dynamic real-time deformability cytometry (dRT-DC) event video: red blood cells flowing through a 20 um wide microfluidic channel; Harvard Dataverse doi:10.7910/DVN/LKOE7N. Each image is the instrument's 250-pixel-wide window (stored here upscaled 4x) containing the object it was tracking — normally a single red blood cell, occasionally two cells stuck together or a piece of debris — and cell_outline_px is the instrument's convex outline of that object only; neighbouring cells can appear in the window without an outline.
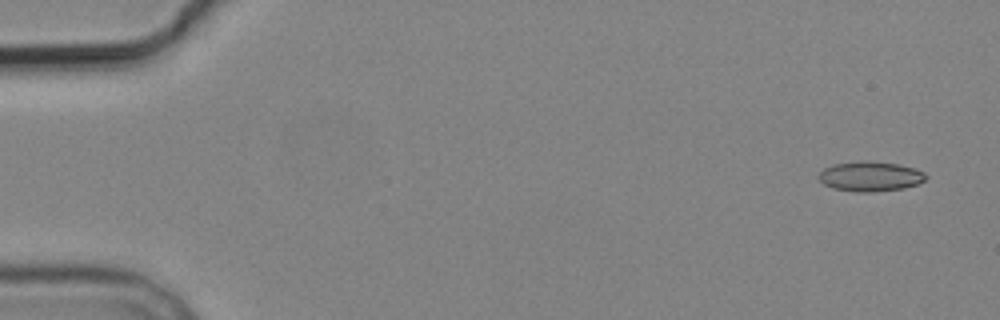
{"species": "common noctule bat (a hibernating species)", "species_latin": "Nyctalus noctula", "temperature_condition": "cold", "stored_images_in_passage": 5, "camera_frame_rate_fps": 3000, "um_per_image_px": 0.085, "animal": {"sex": "male", "body_mass_g": 19.2, "forearm_length_mm": 51.8}, "frame": {"image": 1, "passage_image": 1, "time_ms": 0.0, "image_size_px": [1000, 320], "cell_outline_px": [[928, 176], [924, 180], [916, 184], [904, 188], [872, 192], [856, 192], [832, 188], [824, 184], [820, 180], [820, 172], [824, 168], [832, 164], [864, 160], [868, 160], [900, 164], [916, 168], [924, 172]], "centroid_in_image_um": [73.99, 14.98], "position_along_channel_um": 11.0, "area_um2": 18.79}}
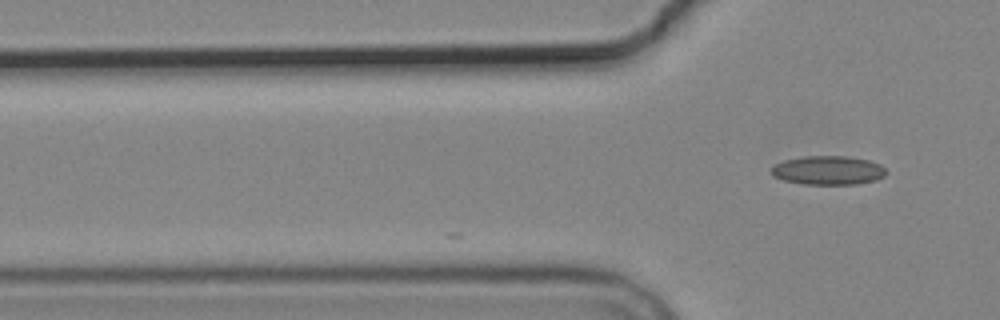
{"frame": {"image": 2, "passage_image": 5, "time_ms": 4.667, "image_size_px": [1000, 320], "cell_outline_px": [[888, 172], [884, 176], [876, 180], [856, 184], [800, 184], [784, 180], [772, 176], [772, 168], [776, 164], [784, 160], [804, 156], [848, 156], [868, 160], [880, 164]], "centroid_in_image_um": [70.4, 14.48], "position_along_channel_um": 55.4, "area_um2": 19.36}}